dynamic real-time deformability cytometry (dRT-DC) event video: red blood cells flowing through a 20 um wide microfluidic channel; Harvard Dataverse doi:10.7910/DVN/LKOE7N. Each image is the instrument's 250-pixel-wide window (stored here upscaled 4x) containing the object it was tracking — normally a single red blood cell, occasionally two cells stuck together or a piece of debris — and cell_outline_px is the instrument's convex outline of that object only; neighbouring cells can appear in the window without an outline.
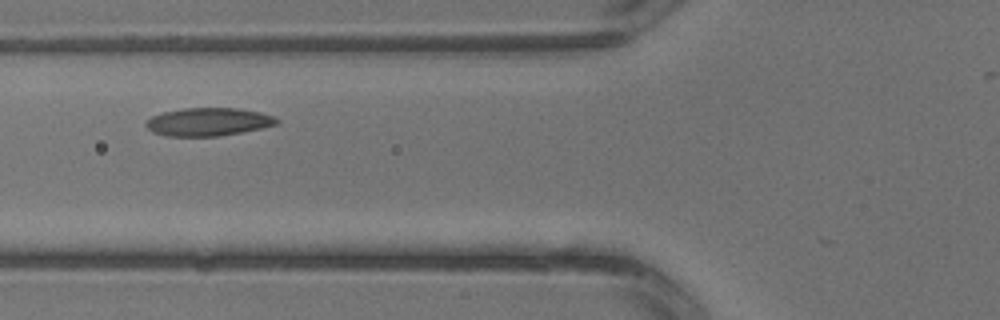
{"species": "common noctule bat (a hibernating species)", "species_latin": "Nyctalus noctula", "temperature_condition": "warm", "stored_images_in_passage": 2, "camera_frame_rate_fps": 3000, "um_per_image_px": 0.085, "animal": {"sex": "male", "body_mass_g": 13.3}, "frame": {"image": 1, "passage_image": 2, "time_ms": 0.333, "image_size_px": [1000, 320], "cell_outline_px": [[280, 120], [276, 124], [260, 128], [240, 132], [216, 136], [168, 136], [152, 132], [144, 124], [152, 116], [164, 112], [184, 108], [236, 108], [260, 112], [276, 116]], "centroid_in_image_um": [17.71, 10.35], "position_along_channel_um": 108.1, "area_um2": 21.21}}